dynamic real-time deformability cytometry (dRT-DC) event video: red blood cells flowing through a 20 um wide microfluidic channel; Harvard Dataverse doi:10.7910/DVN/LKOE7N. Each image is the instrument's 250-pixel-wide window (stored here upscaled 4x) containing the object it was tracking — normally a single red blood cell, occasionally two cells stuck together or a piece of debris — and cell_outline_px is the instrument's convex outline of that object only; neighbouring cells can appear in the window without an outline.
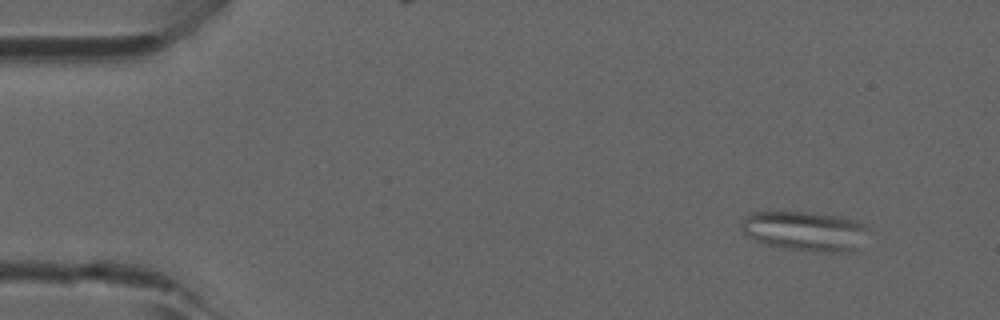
{"species": "common noctule bat (a hibernating species)", "species_latin": "Nyctalus noctula", "temperature_condition": "room temperature", "stored_images_in_passage": 4, "camera_frame_rate_fps": 3000, "um_per_image_px": 0.085, "animal": {"sex": "male", "forearm_length_mm": 52.5}, "frame": {"image": 1, "passage_image": 1, "time_ms": 0.0, "image_size_px": [1000, 320], "cell_outline_px": [[872, 232], [856, 252], [820, 252], [784, 248], [764, 244], [748, 236], [740, 228], [740, 224], [744, 216], [748, 212], [812, 212], [840, 216], [856, 220], [864, 224]], "centroid_in_image_um": [68.5, 19.64], "position_along_channel_um": 16.5, "area_um2": 30.17}}